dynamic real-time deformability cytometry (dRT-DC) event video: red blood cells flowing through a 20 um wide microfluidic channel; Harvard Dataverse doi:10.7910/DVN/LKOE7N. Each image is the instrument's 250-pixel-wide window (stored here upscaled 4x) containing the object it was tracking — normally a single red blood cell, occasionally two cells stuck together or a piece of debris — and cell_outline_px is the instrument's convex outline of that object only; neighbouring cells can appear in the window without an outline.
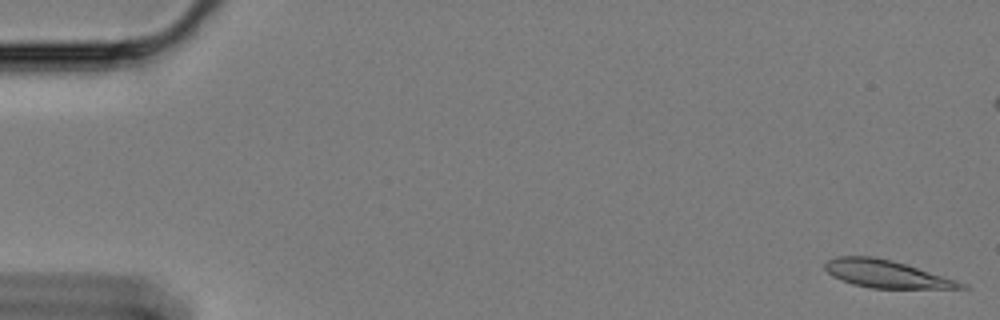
{"species": "Egyptian fruit bat (a non-hibernating species)", "species_latin": "Rousettus aegyptiacus", "temperature_condition": "cold", "stored_images_in_passage": 8, "camera_frame_rate_fps": 3000, "um_per_image_px": 0.085, "animal": {"sex": "female"}, "frame": {"image": 1, "passage_image": 1, "time_ms": 0.0, "image_size_px": [1000, 320], "cell_outline_px": [[972, 288], [872, 288], [852, 284], [832, 276], [824, 268], [824, 264], [828, 260], [836, 256], [872, 256], [892, 260], [956, 280], [968, 284]], "centroid_in_image_um": [75.32, 23.28], "position_along_channel_um": 9.7, "area_um2": 21.68}}